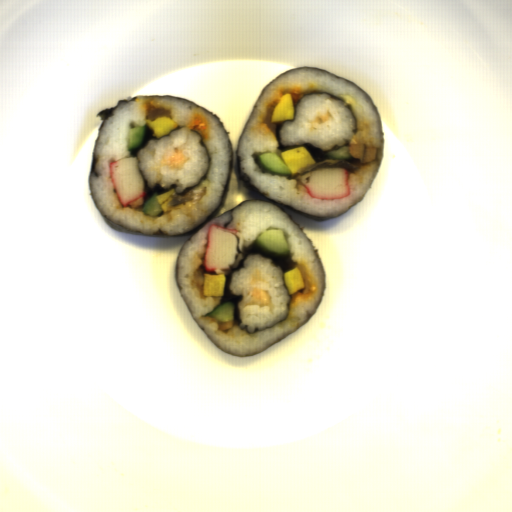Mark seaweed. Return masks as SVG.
<instances>
[{
  "instance_id": "1",
  "label": "seaweed",
  "mask_w": 512,
  "mask_h": 512,
  "mask_svg": "<svg viewBox=\"0 0 512 512\" xmlns=\"http://www.w3.org/2000/svg\"><path fill=\"white\" fill-rule=\"evenodd\" d=\"M301 68H311V69H318L320 71H323L325 73H328L330 75H333L335 76L336 78L338 79H342V80H345V81H348V83H352L353 85H355L356 87H358L361 91H363L366 96L369 98V100L372 102L374 108H375V111H376V114H377V117H378V120H379V123H380V126H381V133H382V142H383V149H382V154H381V158H380V162H379V166H378V169L367 189V191L362 195V197L356 201L354 204H352L349 208H347L346 210H344L343 212L337 214V215H314V214H311V213H308V212H305V211H302V210H299V209H296L286 203H282V202H278L270 197H268V193H261L259 191V189L252 185V182H251V178L249 176V174L244 171L243 167L241 166V162L243 161L242 157H241V154H240V151H239V148H240V144H241V141H242V137H243V134L246 130V127L248 125V122L263 94V92L278 78V77H281L283 75H285L286 73L288 72H291V71H294V70H297V69H301ZM151 98H166V99H171V100H181L185 103H188L194 107H197L199 109H201L202 111H204L206 114H208L212 119H214L220 129L222 130V132L224 133V135L227 137L228 139V147H229V153H230V163L228 165V170H227V178H226V185H225V188L221 194V198H220V202H219V205L216 207V209L211 212L204 220H202L201 222H199L198 224H196L195 226H193L192 228H190L189 230L187 231H182V232H172V233H166L165 229H155L154 232L152 233H144L143 230H135L133 228H130L129 226H124L122 224H120L119 222L113 220L111 217H109L100 207L99 205L97 204L96 202V199H95V195H94V192H93V188H92V184H91V174L97 178H100V173L95 169L96 167V164L97 162L100 160V153H96V150H97V146H98V140H99V137L101 135V132L103 130V127L107 121V119H111L112 116L115 114L116 110L123 104V103H130V102H134V101H137L139 99H151ZM96 117H100V120H101V124L99 125V128H98V133H97V138L94 142V146H93V153H92V161H91V169H90V177H89V186H90V195H91V200L92 202L94 203V205L97 207V209L99 210V212L101 213L102 216H104L105 218H107L108 220H110L111 222H113L114 224H116L117 226H119L120 228L122 229H125V230H128V231H132V232H135V233H138V234H144V235H149V236H163V237H175V236H181V235H188L190 233H193V235L188 239L186 240L178 255H177V259H176V263H175V267H174V278H175V281H176V284H177V287L180 291V294L192 316V318L194 319V321L197 323V325L200 327V329L205 333V335L213 342V344L218 348L220 349L222 352H225V353H228L226 350H224L208 333L207 331L203 328V326L199 323V321L196 319L188 301L186 300L184 294H183V287L180 285L179 283V280H178V262H179V258H180V254L185 246V244L190 240L192 239L196 233L201 230L203 227H205L207 224H209L212 220H214L215 218H219V217H222L224 215H227L230 213V219L226 221V223L224 224V228H226V226L229 225V223L232 221L233 219V212L236 208L240 207L241 205L249 202V201H265V202H268V203H272L274 204L278 209H280L281 211H283L285 214H287L285 212V210L281 207V206H284L290 210H293L297 213H300L304 216H307L311 219H314L316 221H326L327 219H332V218H336L337 216L349 211L352 207H354L356 204L360 203L362 201V199L366 196V194L369 192L372 184L374 183L378 173H379V170L381 168V165L383 163V157H384V147H385V134H384V131H383V126H382V120H381V116H380V112L377 108V106L375 105L373 99L370 97V95L364 91L361 87H359L357 84H355L354 82H352L351 80H348V79H345L343 77H340L338 76L337 74L333 73V72H330V71H327L325 69H322V68H316V67H295V68H292V69H288L286 70L285 72L279 74L278 76L274 77L269 83H267L265 85V87L263 88V90L260 92L259 94V97L257 99V101L254 102L253 106H252V111L247 119V121L244 123L243 127H242V133L241 135L238 137L237 141H236V146H235V149H234V152H233V145H232V140L230 138V130H226L225 128V125L224 123L221 121L220 119V116L217 114V113H213L211 112L210 110H208L207 108L203 107L202 105L196 103V102H193L191 100H188V99H185V98H182L181 96H172V95H156V94H144V95H135L132 97L131 100H127V99H121V100H118L117 104L112 107V108H104L102 111H100L99 113H96L95 115ZM288 215V214H287ZM289 216V215H288ZM290 217V216H289ZM291 218V217H290ZM292 219V218H291ZM292 221L299 227V229L304 233V230H303V227L300 226L295 220L292 219ZM304 235L307 237V239L310 241L311 245L313 246L315 252H316V255L318 257V260H319V263H320V266H321V269H322V275H323V283H324V288H323V293H322V296L314 310L313 313H311L310 311H307V314H306V318H305V321L302 322L300 325H298L296 328H294L293 330H291L290 332H288L287 334H285L284 336L280 337L279 339H277L276 341H274L273 343L269 344L268 346H266L265 348H263L262 350H259V351H256L254 353H251L249 355H235V354H232V353H228L230 355H233L235 357H250V356H253V355H257L263 351H265L266 349L270 348L271 346H273L274 344H276L277 342H279L280 340L286 338L287 336L291 335L292 333L296 332L297 330H299L302 326H304L307 321L313 316L316 314L321 302H322V299L324 298V292L326 290V271H325V268H324V265H323V261L320 257V254H319V251L318 249L316 248L315 245H313V240L308 237L305 233Z\"/></svg>"
},
{
  "instance_id": "3",
  "label": "seaweed",
  "mask_w": 512,
  "mask_h": 512,
  "mask_svg": "<svg viewBox=\"0 0 512 512\" xmlns=\"http://www.w3.org/2000/svg\"><path fill=\"white\" fill-rule=\"evenodd\" d=\"M144 185L146 189V196L149 198L153 191H157V194H163L166 191H170L171 189L177 188V185L173 182L168 187H163L159 183H156L153 187H151L149 181L145 178Z\"/></svg>"
},
{
  "instance_id": "2",
  "label": "seaweed",
  "mask_w": 512,
  "mask_h": 512,
  "mask_svg": "<svg viewBox=\"0 0 512 512\" xmlns=\"http://www.w3.org/2000/svg\"><path fill=\"white\" fill-rule=\"evenodd\" d=\"M251 254H259L260 256L269 259V261L275 267L281 268L282 273H283V285H284V287L286 289H287V287L285 285V275H284V273L285 272H289L290 270H293L297 266V262H296L295 259H293V258H291L289 256H286V257H271L269 255H266L263 252H261L256 247V245L253 243V244L249 245L246 248L237 249V255H236L235 263L229 266V270H224L225 273H223V274L225 276V285H224L223 297H221V300H220V305H222L224 303H227V302L233 303L234 304V320H235L238 328L239 329H245L250 334H253V333H255L258 330H263V329H268V328L274 327V326L280 324L281 321H285L287 319L288 313H289V308H290V302H291V294L289 293V291L287 289L288 294H289V300L287 302L288 312H287L286 316L283 319L277 321L274 325H272L270 327H265L263 329H261L260 327H255L254 331H249L248 324H245L243 327H241L242 321H241L240 316H239L238 304L242 300V295H233V294H231L230 288H229V284H230V282L232 280V276H233L234 271H236L239 268H241L242 265H243V261L247 258L248 255H251Z\"/></svg>"
}]
</instances>
